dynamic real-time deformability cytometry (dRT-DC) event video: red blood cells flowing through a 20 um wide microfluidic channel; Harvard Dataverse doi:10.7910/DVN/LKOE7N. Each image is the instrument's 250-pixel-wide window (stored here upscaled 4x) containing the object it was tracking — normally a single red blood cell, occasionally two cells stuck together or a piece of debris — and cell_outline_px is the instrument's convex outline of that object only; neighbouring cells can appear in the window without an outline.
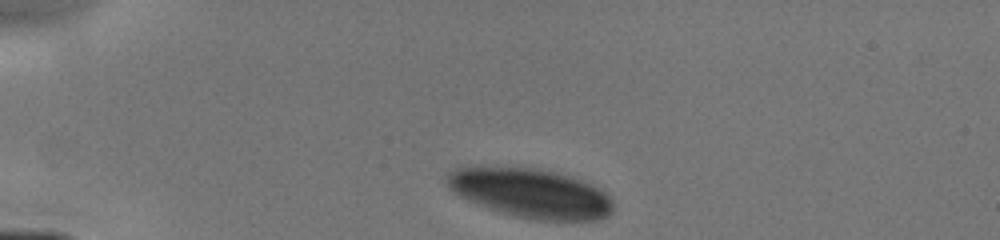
{"species": "human", "species_latin": "Homo sapiens", "temperature_condition": "cold", "stored_images_in_passage": 8, "camera_frame_rate_fps": 3000, "um_per_image_px": 0.085, "donor": {"sex": "male"}, "frame": {"image": 1, "passage_image": 1, "time_ms": 0.0, "image_size_px": [1000, 240], "cell_outline_px": [[612, 212], [608, 216], [596, 220], [536, 220], [516, 216], [476, 204], [460, 196], [448, 188], [444, 180], [448, 172], [456, 168], [528, 168], [552, 172], [568, 176], [580, 180], [604, 192], [612, 200]], "centroid_in_image_um": [45.08, 16.44], "position_along_channel_um": 39.9, "area_um2": 46.82}}
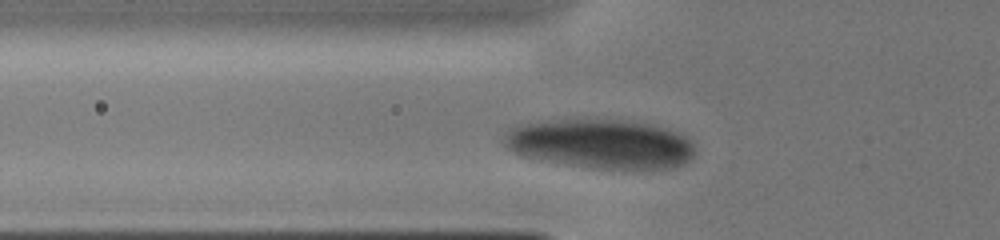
{"frame": {"image": 2, "passage_image": 4, "time_ms": 2.0, "image_size_px": [1000, 240], "cell_outline_px": [[696, 152], [684, 164], [668, 168], [592, 168], [528, 156], [512, 152], [504, 148], [500, 140], [508, 128], [516, 124], [540, 120], [592, 116], [624, 120], [648, 124], [668, 128], [688, 136], [692, 140]], "centroid_in_image_um": [51.0, 12.15], "position_along_channel_um": 74.8, "area_um2": 56.24}}
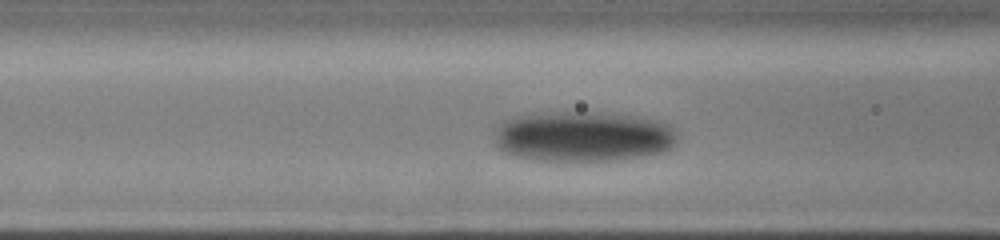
{"frame": {"image": 3, "passage_image": 6, "time_ms": 3.0, "image_size_px": [1000, 240], "cell_outline_px": [[676, 140], [664, 152], [644, 156], [616, 160], [532, 160], [516, 156], [504, 152], [496, 144], [496, 128], [504, 120], [516, 116], [544, 112], [600, 112], [640, 116], [664, 120], [672, 124], [676, 132]], "centroid_in_image_um": [49.61, 11.58], "position_along_channel_um": 117.0, "area_um2": 54.22}}